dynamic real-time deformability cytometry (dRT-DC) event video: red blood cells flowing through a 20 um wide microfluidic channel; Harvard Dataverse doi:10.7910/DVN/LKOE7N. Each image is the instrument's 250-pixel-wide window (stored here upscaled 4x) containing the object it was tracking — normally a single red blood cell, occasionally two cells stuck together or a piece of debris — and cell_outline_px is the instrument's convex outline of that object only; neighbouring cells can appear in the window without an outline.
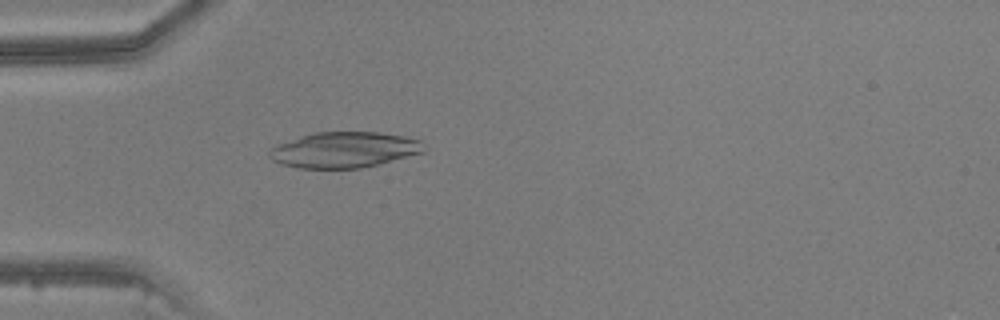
{"species": "common noctule bat (a hibernating species)", "species_latin": "Nyctalus noctula", "temperature_condition": "warm", "stored_images_in_passage": 47, "camera_frame_rate_fps": 3000, "um_per_image_px": 0.085, "animal": {"sex": "male", "body_mass_g": 20.5, "forearm_length_mm": 52.5}, "frame": {"image": 1, "passage_image": 15, "time_ms": 4.667, "image_size_px": [1000, 320], "cell_outline_px": [[428, 148], [424, 152], [360, 168], [300, 168], [280, 164], [272, 160], [268, 156], [268, 152], [272, 148], [280, 144], [300, 136], [312, 132], [380, 132], [404, 136], [420, 140]], "centroid_in_image_um": [29.27, 12.73], "position_along_channel_um": 55.7, "area_um2": 32.08}}
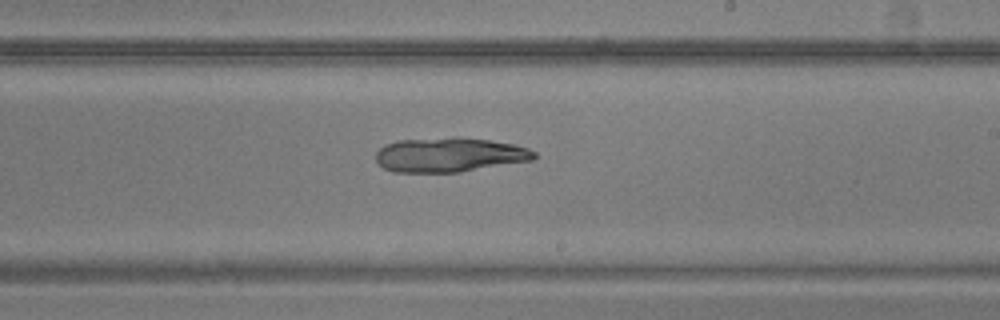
{"frame": {"image": 2, "passage_image": 29, "time_ms": 9.333, "image_size_px": [1000, 320], "cell_outline_px": [[536, 156], [532, 160], [460, 172], [392, 172], [384, 168], [376, 160], [376, 152], [384, 144], [400, 140], [452, 136], [456, 136], [488, 140], [512, 144], [528, 148], [536, 152]], "centroid_in_image_um": [38.18, 13.15], "position_along_channel_um": 250.8, "area_um2": 31.91}}
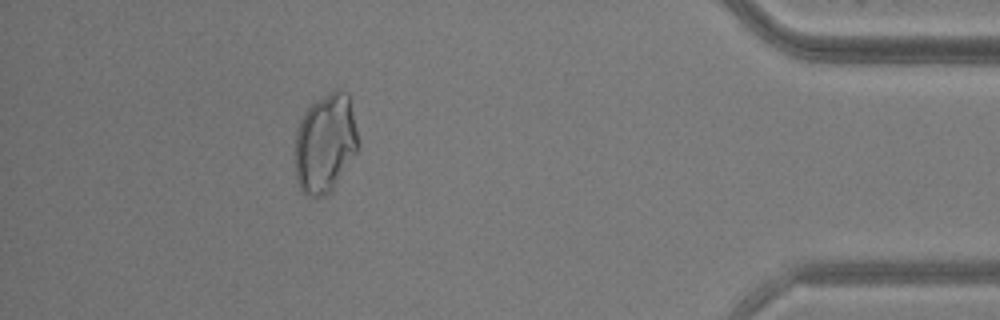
{"frame": {"image": 3, "passage_image": 43, "time_ms": 14.0, "image_size_px": [1000, 320], "cell_outline_px": [[360, 144], [356, 152], [332, 192], [324, 196], [304, 196], [296, 180], [296, 132], [300, 120], [304, 112], [316, 100], [332, 88], [340, 88], [348, 92], [360, 140]], "centroid_in_image_um": [27.67, 12.15], "position_along_channel_um": 407.5, "area_um2": 37.11}}